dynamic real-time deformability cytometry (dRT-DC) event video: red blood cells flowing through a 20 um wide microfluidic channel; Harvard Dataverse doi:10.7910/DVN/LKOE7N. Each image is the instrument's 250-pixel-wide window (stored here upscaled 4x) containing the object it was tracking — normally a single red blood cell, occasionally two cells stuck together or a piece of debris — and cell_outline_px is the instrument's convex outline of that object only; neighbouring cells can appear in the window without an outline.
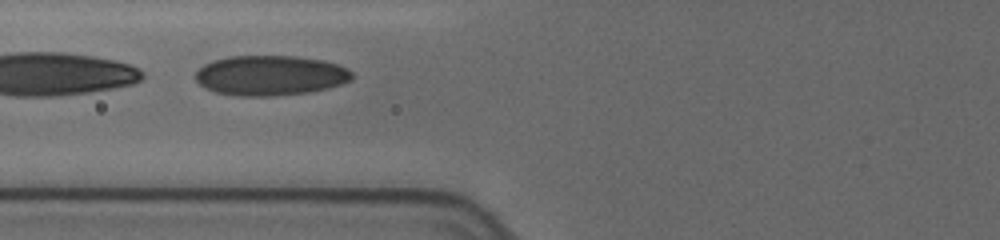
{"species": "human", "species_latin": "Homo sapiens", "temperature_condition": "cold", "stored_images_in_passage": 30, "camera_frame_rate_fps": 3000, "um_per_image_px": 0.085, "donor": {"sex": "female"}, "frame": {"image": 1, "passage_image": 6, "time_ms": 1.667, "image_size_px": [1000, 240], "cell_outline_px": [[352, 80], [328, 88], [308, 92], [276, 96], [240, 96], [216, 92], [204, 88], [196, 80], [196, 72], [204, 64], [228, 56], [296, 56], [324, 60], [340, 64], [348, 68], [352, 72]], "centroid_in_image_um": [23.01, 6.41], "position_along_channel_um": 102.8, "area_um2": 36.65}}
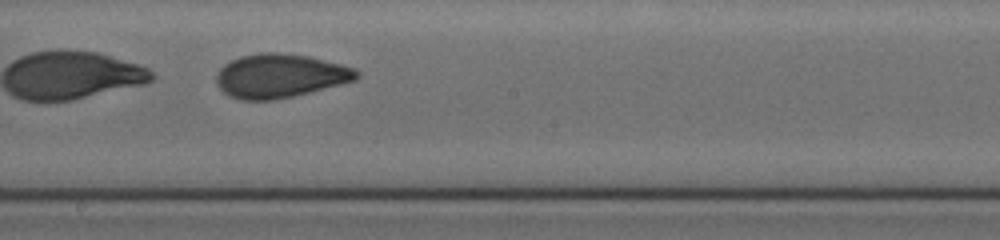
{"frame": {"image": 2, "passage_image": 16, "time_ms": 5.0, "image_size_px": [1000, 240], "cell_outline_px": [[360, 76], [356, 80], [276, 100], [240, 100], [228, 96], [216, 84], [216, 76], [220, 68], [224, 64], [240, 56], [264, 52], [276, 52], [308, 56], [356, 68], [360, 72]], "centroid_in_image_um": [23.79, 6.45], "position_along_channel_um": 224.4, "area_um2": 35.78}}
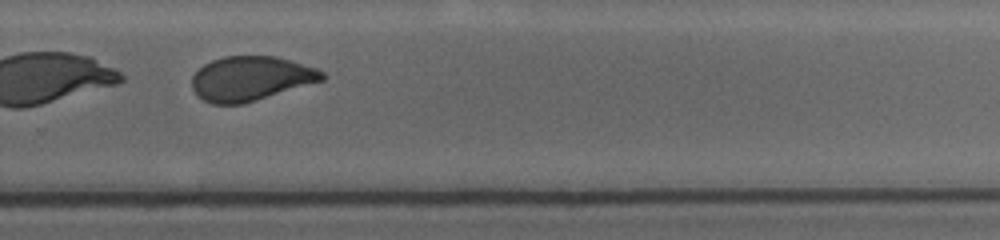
{"frame": {"image": 3, "passage_image": 23, "time_ms": 7.333, "image_size_px": [1000, 240], "cell_outline_px": [[324, 80], [244, 104], [212, 104], [204, 100], [192, 88], [192, 76], [204, 64], [212, 60], [224, 56], [276, 56], [316, 68], [324, 72]], "centroid_in_image_um": [21.32, 6.67], "position_along_channel_um": 308.5, "area_um2": 33.58}, "authors_computed_cell_mechanics": {"area_um2": 35.3158, "velocity_mm_per_s": 3.6306, "shape_relaxation_time_tau1_ms": 7.722, "shape_relaxation_time_tau2_ms": 1.1096, "deformation_change_tau1": 0.1582, "deformation_change_tau2": 0.0706}}